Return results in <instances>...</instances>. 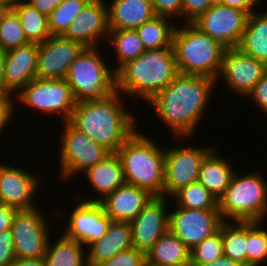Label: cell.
<instances>
[{
  "label": "cell",
  "mask_w": 267,
  "mask_h": 266,
  "mask_svg": "<svg viewBox=\"0 0 267 266\" xmlns=\"http://www.w3.org/2000/svg\"><path fill=\"white\" fill-rule=\"evenodd\" d=\"M166 197H153L140 214L130 222L133 247L145 254L169 231V204ZM170 203H169V202Z\"/></svg>",
  "instance_id": "obj_18"
},
{
  "label": "cell",
  "mask_w": 267,
  "mask_h": 266,
  "mask_svg": "<svg viewBox=\"0 0 267 266\" xmlns=\"http://www.w3.org/2000/svg\"><path fill=\"white\" fill-rule=\"evenodd\" d=\"M97 266H147L146 254L132 247L102 261Z\"/></svg>",
  "instance_id": "obj_38"
},
{
  "label": "cell",
  "mask_w": 267,
  "mask_h": 266,
  "mask_svg": "<svg viewBox=\"0 0 267 266\" xmlns=\"http://www.w3.org/2000/svg\"><path fill=\"white\" fill-rule=\"evenodd\" d=\"M40 13L49 17L51 12L60 5L64 0H25Z\"/></svg>",
  "instance_id": "obj_46"
},
{
  "label": "cell",
  "mask_w": 267,
  "mask_h": 266,
  "mask_svg": "<svg viewBox=\"0 0 267 266\" xmlns=\"http://www.w3.org/2000/svg\"><path fill=\"white\" fill-rule=\"evenodd\" d=\"M147 266H189L190 249L173 233L167 231L146 253Z\"/></svg>",
  "instance_id": "obj_26"
},
{
  "label": "cell",
  "mask_w": 267,
  "mask_h": 266,
  "mask_svg": "<svg viewBox=\"0 0 267 266\" xmlns=\"http://www.w3.org/2000/svg\"><path fill=\"white\" fill-rule=\"evenodd\" d=\"M13 119L16 120L14 94L0 93V135L10 127Z\"/></svg>",
  "instance_id": "obj_41"
},
{
  "label": "cell",
  "mask_w": 267,
  "mask_h": 266,
  "mask_svg": "<svg viewBox=\"0 0 267 266\" xmlns=\"http://www.w3.org/2000/svg\"><path fill=\"white\" fill-rule=\"evenodd\" d=\"M266 72L267 66L264 63L243 53L239 48L225 49L216 87L222 81L225 90L231 92V95L236 93L240 95L239 98H246Z\"/></svg>",
  "instance_id": "obj_13"
},
{
  "label": "cell",
  "mask_w": 267,
  "mask_h": 266,
  "mask_svg": "<svg viewBox=\"0 0 267 266\" xmlns=\"http://www.w3.org/2000/svg\"><path fill=\"white\" fill-rule=\"evenodd\" d=\"M249 14L246 11L215 3L192 22L225 49L238 47Z\"/></svg>",
  "instance_id": "obj_12"
},
{
  "label": "cell",
  "mask_w": 267,
  "mask_h": 266,
  "mask_svg": "<svg viewBox=\"0 0 267 266\" xmlns=\"http://www.w3.org/2000/svg\"><path fill=\"white\" fill-rule=\"evenodd\" d=\"M170 205L169 231L190 250L219 230L223 221L219 210H199Z\"/></svg>",
  "instance_id": "obj_16"
},
{
  "label": "cell",
  "mask_w": 267,
  "mask_h": 266,
  "mask_svg": "<svg viewBox=\"0 0 267 266\" xmlns=\"http://www.w3.org/2000/svg\"><path fill=\"white\" fill-rule=\"evenodd\" d=\"M178 74L173 47L145 50L116 71V91L147 104Z\"/></svg>",
  "instance_id": "obj_3"
},
{
  "label": "cell",
  "mask_w": 267,
  "mask_h": 266,
  "mask_svg": "<svg viewBox=\"0 0 267 266\" xmlns=\"http://www.w3.org/2000/svg\"><path fill=\"white\" fill-rule=\"evenodd\" d=\"M168 144L165 149L163 197L171 198L183 187L198 181L202 160L216 146Z\"/></svg>",
  "instance_id": "obj_10"
},
{
  "label": "cell",
  "mask_w": 267,
  "mask_h": 266,
  "mask_svg": "<svg viewBox=\"0 0 267 266\" xmlns=\"http://www.w3.org/2000/svg\"><path fill=\"white\" fill-rule=\"evenodd\" d=\"M91 185V195L84 194L86 201L100 202L118 187L125 184L122 163L116 153H111L103 161L96 163L81 175ZM89 196V197H88ZM92 197V198H91Z\"/></svg>",
  "instance_id": "obj_21"
},
{
  "label": "cell",
  "mask_w": 267,
  "mask_h": 266,
  "mask_svg": "<svg viewBox=\"0 0 267 266\" xmlns=\"http://www.w3.org/2000/svg\"><path fill=\"white\" fill-rule=\"evenodd\" d=\"M90 0H64L48 17L51 35H63L70 23Z\"/></svg>",
  "instance_id": "obj_35"
},
{
  "label": "cell",
  "mask_w": 267,
  "mask_h": 266,
  "mask_svg": "<svg viewBox=\"0 0 267 266\" xmlns=\"http://www.w3.org/2000/svg\"><path fill=\"white\" fill-rule=\"evenodd\" d=\"M79 195L81 196L77 195L74 201L76 203L71 206V213L68 211L64 213L69 220H66L67 224L64 225V230L63 228L61 230L67 238L75 239L87 248L107 233L112 220L107 216L100 202L82 200V194Z\"/></svg>",
  "instance_id": "obj_14"
},
{
  "label": "cell",
  "mask_w": 267,
  "mask_h": 266,
  "mask_svg": "<svg viewBox=\"0 0 267 266\" xmlns=\"http://www.w3.org/2000/svg\"><path fill=\"white\" fill-rule=\"evenodd\" d=\"M176 25L172 19L155 16L135 30L145 50H153L172 47V38Z\"/></svg>",
  "instance_id": "obj_31"
},
{
  "label": "cell",
  "mask_w": 267,
  "mask_h": 266,
  "mask_svg": "<svg viewBox=\"0 0 267 266\" xmlns=\"http://www.w3.org/2000/svg\"><path fill=\"white\" fill-rule=\"evenodd\" d=\"M216 80L179 73L174 80L147 103L178 142L196 136L199 124L215 94ZM197 130V131H196Z\"/></svg>",
  "instance_id": "obj_1"
},
{
  "label": "cell",
  "mask_w": 267,
  "mask_h": 266,
  "mask_svg": "<svg viewBox=\"0 0 267 266\" xmlns=\"http://www.w3.org/2000/svg\"><path fill=\"white\" fill-rule=\"evenodd\" d=\"M13 10L20 18L24 35L29 43L40 44L51 36L48 28V17L25 0L16 5Z\"/></svg>",
  "instance_id": "obj_32"
},
{
  "label": "cell",
  "mask_w": 267,
  "mask_h": 266,
  "mask_svg": "<svg viewBox=\"0 0 267 266\" xmlns=\"http://www.w3.org/2000/svg\"><path fill=\"white\" fill-rule=\"evenodd\" d=\"M132 247L130 222L112 221L107 233L86 248L87 266H97L102 261Z\"/></svg>",
  "instance_id": "obj_23"
},
{
  "label": "cell",
  "mask_w": 267,
  "mask_h": 266,
  "mask_svg": "<svg viewBox=\"0 0 267 266\" xmlns=\"http://www.w3.org/2000/svg\"><path fill=\"white\" fill-rule=\"evenodd\" d=\"M262 221H247V266L267 263V230Z\"/></svg>",
  "instance_id": "obj_34"
},
{
  "label": "cell",
  "mask_w": 267,
  "mask_h": 266,
  "mask_svg": "<svg viewBox=\"0 0 267 266\" xmlns=\"http://www.w3.org/2000/svg\"><path fill=\"white\" fill-rule=\"evenodd\" d=\"M108 34L107 1L90 0L70 23L63 36L86 48H92L103 45Z\"/></svg>",
  "instance_id": "obj_19"
},
{
  "label": "cell",
  "mask_w": 267,
  "mask_h": 266,
  "mask_svg": "<svg viewBox=\"0 0 267 266\" xmlns=\"http://www.w3.org/2000/svg\"><path fill=\"white\" fill-rule=\"evenodd\" d=\"M5 59L6 51L0 48V93H5Z\"/></svg>",
  "instance_id": "obj_49"
},
{
  "label": "cell",
  "mask_w": 267,
  "mask_h": 266,
  "mask_svg": "<svg viewBox=\"0 0 267 266\" xmlns=\"http://www.w3.org/2000/svg\"><path fill=\"white\" fill-rule=\"evenodd\" d=\"M219 230L222 232L223 255L247 266V221L223 220Z\"/></svg>",
  "instance_id": "obj_29"
},
{
  "label": "cell",
  "mask_w": 267,
  "mask_h": 266,
  "mask_svg": "<svg viewBox=\"0 0 267 266\" xmlns=\"http://www.w3.org/2000/svg\"><path fill=\"white\" fill-rule=\"evenodd\" d=\"M137 130L117 150L125 183L146 190L154 197H163L165 148L148 131ZM151 137V138H150ZM163 147V148H161Z\"/></svg>",
  "instance_id": "obj_4"
},
{
  "label": "cell",
  "mask_w": 267,
  "mask_h": 266,
  "mask_svg": "<svg viewBox=\"0 0 267 266\" xmlns=\"http://www.w3.org/2000/svg\"><path fill=\"white\" fill-rule=\"evenodd\" d=\"M50 239L45 253L46 266H87L86 247L75 239L67 238L63 233Z\"/></svg>",
  "instance_id": "obj_28"
},
{
  "label": "cell",
  "mask_w": 267,
  "mask_h": 266,
  "mask_svg": "<svg viewBox=\"0 0 267 266\" xmlns=\"http://www.w3.org/2000/svg\"><path fill=\"white\" fill-rule=\"evenodd\" d=\"M15 259L12 231L0 232V266H11Z\"/></svg>",
  "instance_id": "obj_42"
},
{
  "label": "cell",
  "mask_w": 267,
  "mask_h": 266,
  "mask_svg": "<svg viewBox=\"0 0 267 266\" xmlns=\"http://www.w3.org/2000/svg\"><path fill=\"white\" fill-rule=\"evenodd\" d=\"M28 43L19 16L10 9L0 20V48L8 51Z\"/></svg>",
  "instance_id": "obj_36"
},
{
  "label": "cell",
  "mask_w": 267,
  "mask_h": 266,
  "mask_svg": "<svg viewBox=\"0 0 267 266\" xmlns=\"http://www.w3.org/2000/svg\"><path fill=\"white\" fill-rule=\"evenodd\" d=\"M1 2L5 3L8 7L13 9L16 5L24 0H0Z\"/></svg>",
  "instance_id": "obj_51"
},
{
  "label": "cell",
  "mask_w": 267,
  "mask_h": 266,
  "mask_svg": "<svg viewBox=\"0 0 267 266\" xmlns=\"http://www.w3.org/2000/svg\"><path fill=\"white\" fill-rule=\"evenodd\" d=\"M15 114L18 102L30 110L46 116L61 117V122L69 121L77 103L72 89L65 79L35 78L22 87L15 95ZM18 101V102H17ZM17 104V105H16ZM47 114V115H46Z\"/></svg>",
  "instance_id": "obj_8"
},
{
  "label": "cell",
  "mask_w": 267,
  "mask_h": 266,
  "mask_svg": "<svg viewBox=\"0 0 267 266\" xmlns=\"http://www.w3.org/2000/svg\"><path fill=\"white\" fill-rule=\"evenodd\" d=\"M153 197L146 190L125 183L100 203L112 221L131 222Z\"/></svg>",
  "instance_id": "obj_22"
},
{
  "label": "cell",
  "mask_w": 267,
  "mask_h": 266,
  "mask_svg": "<svg viewBox=\"0 0 267 266\" xmlns=\"http://www.w3.org/2000/svg\"><path fill=\"white\" fill-rule=\"evenodd\" d=\"M106 43H110L116 55L113 70L116 72L125 63L136 59L145 48L135 29L109 30ZM115 66V67H114Z\"/></svg>",
  "instance_id": "obj_30"
},
{
  "label": "cell",
  "mask_w": 267,
  "mask_h": 266,
  "mask_svg": "<svg viewBox=\"0 0 267 266\" xmlns=\"http://www.w3.org/2000/svg\"><path fill=\"white\" fill-rule=\"evenodd\" d=\"M156 16L172 19L176 24H182V0H151ZM178 20V21H177Z\"/></svg>",
  "instance_id": "obj_39"
},
{
  "label": "cell",
  "mask_w": 267,
  "mask_h": 266,
  "mask_svg": "<svg viewBox=\"0 0 267 266\" xmlns=\"http://www.w3.org/2000/svg\"><path fill=\"white\" fill-rule=\"evenodd\" d=\"M16 163L8 165L0 160V203L12 206L17 210H28L40 205L35 200L40 187L44 185L38 173L18 167ZM15 165V166H14ZM22 168V169H21Z\"/></svg>",
  "instance_id": "obj_15"
},
{
  "label": "cell",
  "mask_w": 267,
  "mask_h": 266,
  "mask_svg": "<svg viewBox=\"0 0 267 266\" xmlns=\"http://www.w3.org/2000/svg\"><path fill=\"white\" fill-rule=\"evenodd\" d=\"M223 255L222 232L218 230L190 250V265L200 266L215 261Z\"/></svg>",
  "instance_id": "obj_37"
},
{
  "label": "cell",
  "mask_w": 267,
  "mask_h": 266,
  "mask_svg": "<svg viewBox=\"0 0 267 266\" xmlns=\"http://www.w3.org/2000/svg\"><path fill=\"white\" fill-rule=\"evenodd\" d=\"M182 24L176 25L172 38L178 72L216 80L225 48L192 23Z\"/></svg>",
  "instance_id": "obj_5"
},
{
  "label": "cell",
  "mask_w": 267,
  "mask_h": 266,
  "mask_svg": "<svg viewBox=\"0 0 267 266\" xmlns=\"http://www.w3.org/2000/svg\"><path fill=\"white\" fill-rule=\"evenodd\" d=\"M262 1L263 0H216V2L220 4L246 11L248 14L256 9L258 10L260 6L259 3L261 4Z\"/></svg>",
  "instance_id": "obj_44"
},
{
  "label": "cell",
  "mask_w": 267,
  "mask_h": 266,
  "mask_svg": "<svg viewBox=\"0 0 267 266\" xmlns=\"http://www.w3.org/2000/svg\"><path fill=\"white\" fill-rule=\"evenodd\" d=\"M38 44L28 43L6 51L5 94H16L37 78Z\"/></svg>",
  "instance_id": "obj_20"
},
{
  "label": "cell",
  "mask_w": 267,
  "mask_h": 266,
  "mask_svg": "<svg viewBox=\"0 0 267 266\" xmlns=\"http://www.w3.org/2000/svg\"><path fill=\"white\" fill-rule=\"evenodd\" d=\"M121 95L116 91L103 99L78 101L69 120L110 153H116L140 125Z\"/></svg>",
  "instance_id": "obj_2"
},
{
  "label": "cell",
  "mask_w": 267,
  "mask_h": 266,
  "mask_svg": "<svg viewBox=\"0 0 267 266\" xmlns=\"http://www.w3.org/2000/svg\"><path fill=\"white\" fill-rule=\"evenodd\" d=\"M240 175L237 170L218 201L222 220L262 221L267 219V179L255 169Z\"/></svg>",
  "instance_id": "obj_6"
},
{
  "label": "cell",
  "mask_w": 267,
  "mask_h": 266,
  "mask_svg": "<svg viewBox=\"0 0 267 266\" xmlns=\"http://www.w3.org/2000/svg\"><path fill=\"white\" fill-rule=\"evenodd\" d=\"M215 1L216 0H182V22L192 23L205 13Z\"/></svg>",
  "instance_id": "obj_40"
},
{
  "label": "cell",
  "mask_w": 267,
  "mask_h": 266,
  "mask_svg": "<svg viewBox=\"0 0 267 266\" xmlns=\"http://www.w3.org/2000/svg\"><path fill=\"white\" fill-rule=\"evenodd\" d=\"M100 48L102 45L85 48L68 69L65 80L77 102L103 99L116 92V72Z\"/></svg>",
  "instance_id": "obj_7"
},
{
  "label": "cell",
  "mask_w": 267,
  "mask_h": 266,
  "mask_svg": "<svg viewBox=\"0 0 267 266\" xmlns=\"http://www.w3.org/2000/svg\"><path fill=\"white\" fill-rule=\"evenodd\" d=\"M45 207L17 210L12 220L14 251L16 258H44L51 232L54 233L44 213ZM50 223V224H49Z\"/></svg>",
  "instance_id": "obj_11"
},
{
  "label": "cell",
  "mask_w": 267,
  "mask_h": 266,
  "mask_svg": "<svg viewBox=\"0 0 267 266\" xmlns=\"http://www.w3.org/2000/svg\"><path fill=\"white\" fill-rule=\"evenodd\" d=\"M60 131V182L70 181L81 175L96 163L103 161L111 153L95 143L87 134L75 128L69 121L62 122ZM69 179V180H68Z\"/></svg>",
  "instance_id": "obj_9"
},
{
  "label": "cell",
  "mask_w": 267,
  "mask_h": 266,
  "mask_svg": "<svg viewBox=\"0 0 267 266\" xmlns=\"http://www.w3.org/2000/svg\"><path fill=\"white\" fill-rule=\"evenodd\" d=\"M216 146L202 160L198 182L201 183L219 201L229 187L236 172L232 160L223 157Z\"/></svg>",
  "instance_id": "obj_24"
},
{
  "label": "cell",
  "mask_w": 267,
  "mask_h": 266,
  "mask_svg": "<svg viewBox=\"0 0 267 266\" xmlns=\"http://www.w3.org/2000/svg\"><path fill=\"white\" fill-rule=\"evenodd\" d=\"M200 266H243V265L233 261L232 259L226 257L225 255H222L215 261Z\"/></svg>",
  "instance_id": "obj_48"
},
{
  "label": "cell",
  "mask_w": 267,
  "mask_h": 266,
  "mask_svg": "<svg viewBox=\"0 0 267 266\" xmlns=\"http://www.w3.org/2000/svg\"><path fill=\"white\" fill-rule=\"evenodd\" d=\"M85 48L63 35H51L38 44L37 78L65 79L69 67Z\"/></svg>",
  "instance_id": "obj_17"
},
{
  "label": "cell",
  "mask_w": 267,
  "mask_h": 266,
  "mask_svg": "<svg viewBox=\"0 0 267 266\" xmlns=\"http://www.w3.org/2000/svg\"><path fill=\"white\" fill-rule=\"evenodd\" d=\"M17 209L0 203V232L11 230L12 220Z\"/></svg>",
  "instance_id": "obj_45"
},
{
  "label": "cell",
  "mask_w": 267,
  "mask_h": 266,
  "mask_svg": "<svg viewBox=\"0 0 267 266\" xmlns=\"http://www.w3.org/2000/svg\"><path fill=\"white\" fill-rule=\"evenodd\" d=\"M11 8L0 1V20L8 13Z\"/></svg>",
  "instance_id": "obj_50"
},
{
  "label": "cell",
  "mask_w": 267,
  "mask_h": 266,
  "mask_svg": "<svg viewBox=\"0 0 267 266\" xmlns=\"http://www.w3.org/2000/svg\"><path fill=\"white\" fill-rule=\"evenodd\" d=\"M245 99L252 101L256 108L259 109L258 111H262L263 114L267 115V72Z\"/></svg>",
  "instance_id": "obj_43"
},
{
  "label": "cell",
  "mask_w": 267,
  "mask_h": 266,
  "mask_svg": "<svg viewBox=\"0 0 267 266\" xmlns=\"http://www.w3.org/2000/svg\"><path fill=\"white\" fill-rule=\"evenodd\" d=\"M107 6L109 30L136 29L156 16L151 0H112Z\"/></svg>",
  "instance_id": "obj_25"
},
{
  "label": "cell",
  "mask_w": 267,
  "mask_h": 266,
  "mask_svg": "<svg viewBox=\"0 0 267 266\" xmlns=\"http://www.w3.org/2000/svg\"><path fill=\"white\" fill-rule=\"evenodd\" d=\"M252 11L237 48L267 66V9Z\"/></svg>",
  "instance_id": "obj_27"
},
{
  "label": "cell",
  "mask_w": 267,
  "mask_h": 266,
  "mask_svg": "<svg viewBox=\"0 0 267 266\" xmlns=\"http://www.w3.org/2000/svg\"><path fill=\"white\" fill-rule=\"evenodd\" d=\"M11 266H46L44 258H16Z\"/></svg>",
  "instance_id": "obj_47"
},
{
  "label": "cell",
  "mask_w": 267,
  "mask_h": 266,
  "mask_svg": "<svg viewBox=\"0 0 267 266\" xmlns=\"http://www.w3.org/2000/svg\"><path fill=\"white\" fill-rule=\"evenodd\" d=\"M170 199L175 202L174 204L184 208L218 210V200L198 181L183 187Z\"/></svg>",
  "instance_id": "obj_33"
}]
</instances>
